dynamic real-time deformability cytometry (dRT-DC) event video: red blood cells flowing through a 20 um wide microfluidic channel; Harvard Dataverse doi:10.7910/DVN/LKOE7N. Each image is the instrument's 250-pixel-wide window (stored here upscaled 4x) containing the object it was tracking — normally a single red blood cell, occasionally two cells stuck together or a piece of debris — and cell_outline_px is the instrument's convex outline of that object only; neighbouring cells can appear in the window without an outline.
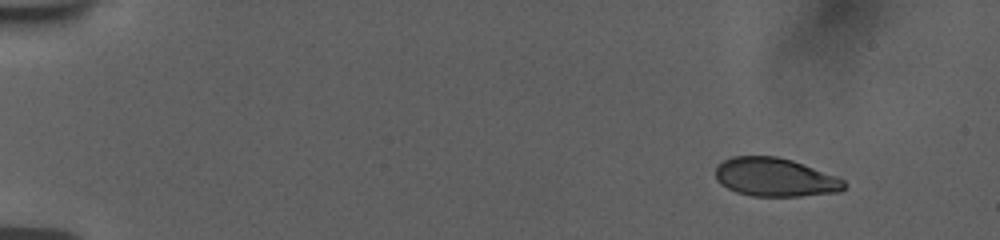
{"species": "human", "species_latin": "Homo sapiens", "temperature_condition": "room temperature", "stored_images_in_passage": 51, "camera_frame_rate_fps": 3000, "um_per_image_px": 0.085, "donor": {"sex": "female"}, "frame": {"image": 1, "passage_image": 1, "time_ms": 0.0, "image_size_px": [1000, 240], "cell_outline_px": [[844, 188], [840, 192], [800, 196], [752, 196], [736, 192], [720, 184], [716, 180], [716, 164], [732, 156], [776, 156], [792, 160], [836, 176], [844, 180]], "centroid_in_image_um": [65.85, 15.07], "position_along_channel_um": 19.2, "area_um2": 28.9}}
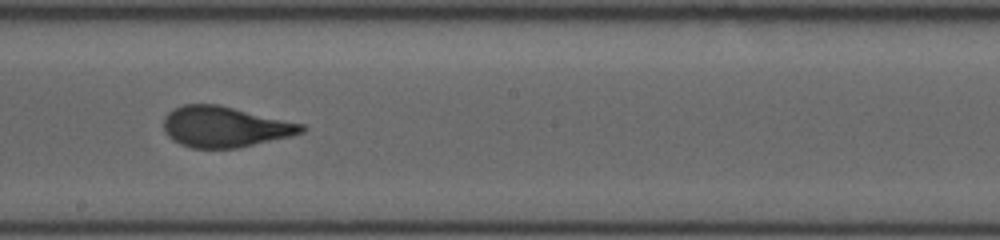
{"frame": {"image": 2, "passage_image": 28, "time_ms": 9.0, "image_size_px": [1000, 240], "cell_outline_px": [[308, 128], [304, 132], [292, 136], [236, 148], [192, 148], [180, 144], [172, 140], [164, 132], [164, 116], [172, 108], [184, 104], [216, 104], [304, 124]], "centroid_in_image_um": [19.09, 10.78], "position_along_channel_um": 229.1, "area_um2": 32.77}}
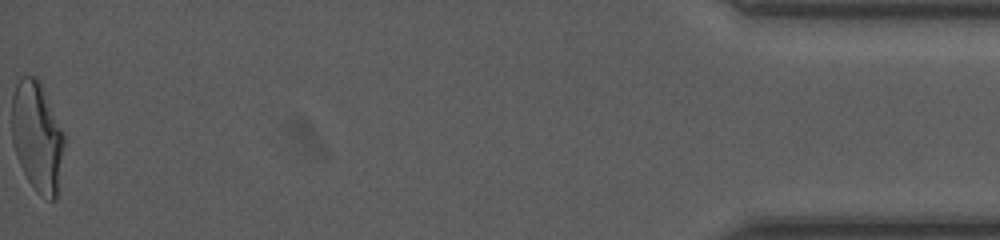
{"frame": {"image": 3, "passage_image": 51, "time_ms": 16.667, "image_size_px": [1000, 240], "cell_outline_px": [[64, 144], [60, 192], [56, 200], [48, 200], [40, 196], [36, 192], [28, 180], [16, 156], [12, 144], [12, 96], [16, 84], [20, 76], [36, 76], [40, 80], [64, 136]], "centroid_in_image_um": [3.17, 11.68], "position_along_channel_um": 432.0, "area_um2": 34.1}, "authors_computed_cell_mechanics": {"area_um2": 32.657, "velocity_mm_per_s": 3.7808, "shape_relaxation_time_tau1_ms": 5.2066, "shape_relaxation_time_tau2_ms": null, "deformation_change_tau1": 0.186, "deformation_change_tau2": null}}